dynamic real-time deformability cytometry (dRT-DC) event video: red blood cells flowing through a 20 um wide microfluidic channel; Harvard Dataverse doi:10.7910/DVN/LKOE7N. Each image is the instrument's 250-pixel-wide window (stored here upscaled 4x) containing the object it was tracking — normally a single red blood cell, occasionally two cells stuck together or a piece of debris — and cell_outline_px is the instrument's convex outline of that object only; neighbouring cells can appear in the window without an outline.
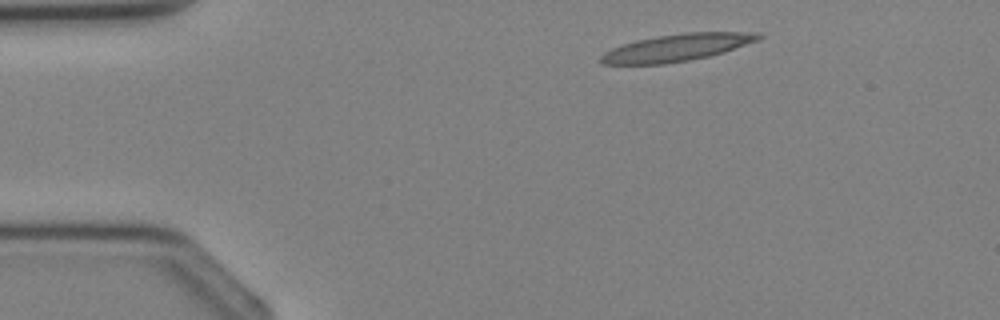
{"species": "Egyptian fruit bat (a non-hibernating species)", "species_latin": "Rousettus aegyptiacus", "temperature_condition": "cold", "stored_images_in_passage": 2, "camera_frame_rate_fps": 3000, "um_per_image_px": 0.085, "animal": {"sex": "female"}, "frame": {"image": 1, "passage_image": 1, "time_ms": 0.0, "image_size_px": [1000, 320], "cell_outline_px": [[764, 36], [760, 40], [724, 52], [692, 60], [664, 64], [604, 64], [600, 60], [600, 56], [604, 52], [620, 44], [636, 40], [656, 36], [684, 32], [760, 32]], "centroid_in_image_um": [57.56, 4.03], "position_along_channel_um": 27.4, "area_um2": 25.2}}